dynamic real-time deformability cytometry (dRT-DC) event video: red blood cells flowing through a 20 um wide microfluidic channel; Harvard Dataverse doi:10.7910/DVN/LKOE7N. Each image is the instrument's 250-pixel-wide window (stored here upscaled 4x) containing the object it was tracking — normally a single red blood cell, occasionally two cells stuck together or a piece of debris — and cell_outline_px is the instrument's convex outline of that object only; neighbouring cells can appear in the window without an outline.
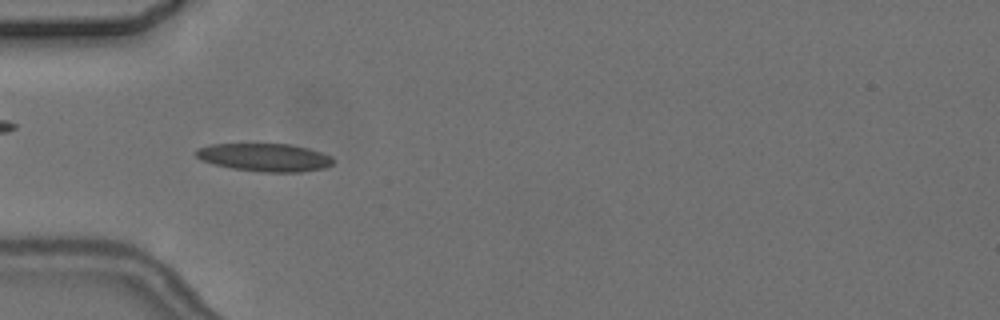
{"species": "common noctule bat (a hibernating species)", "species_latin": "Nyctalus noctula", "temperature_condition": "cold", "stored_images_in_passage": 6, "camera_frame_rate_fps": 3000, "um_per_image_px": 0.085, "animal": {"sex": "female", "body_mass_g": 24.6, "forearm_length_mm": 56.2}, "frame": {"image": 1, "passage_image": 5, "time_ms": 5.0, "image_size_px": [1000, 320], "cell_outline_px": [[332, 164], [324, 168], [300, 172], [260, 172], [232, 168], [212, 164], [200, 160], [192, 152], [196, 148], [212, 144], [288, 144], [308, 148], [332, 156]], "centroid_in_image_um": [22.44, 13.38], "position_along_channel_um": 62.6, "area_um2": 22.48}}
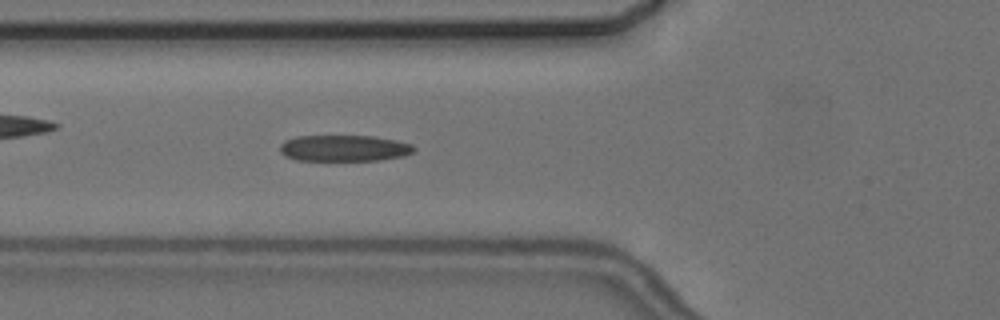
{"frame": {"image": 2, "passage_image": 6, "time_ms": 6.0, "image_size_px": [1000, 320], "cell_outline_px": [[416, 148], [412, 152], [404, 156], [380, 160], [296, 160], [284, 156], [280, 152], [280, 144], [284, 140], [296, 136], [372, 136], [396, 140], [412, 144]], "centroid_in_image_um": [29.23, 12.59], "position_along_channel_um": 96.6, "area_um2": 20.58}}